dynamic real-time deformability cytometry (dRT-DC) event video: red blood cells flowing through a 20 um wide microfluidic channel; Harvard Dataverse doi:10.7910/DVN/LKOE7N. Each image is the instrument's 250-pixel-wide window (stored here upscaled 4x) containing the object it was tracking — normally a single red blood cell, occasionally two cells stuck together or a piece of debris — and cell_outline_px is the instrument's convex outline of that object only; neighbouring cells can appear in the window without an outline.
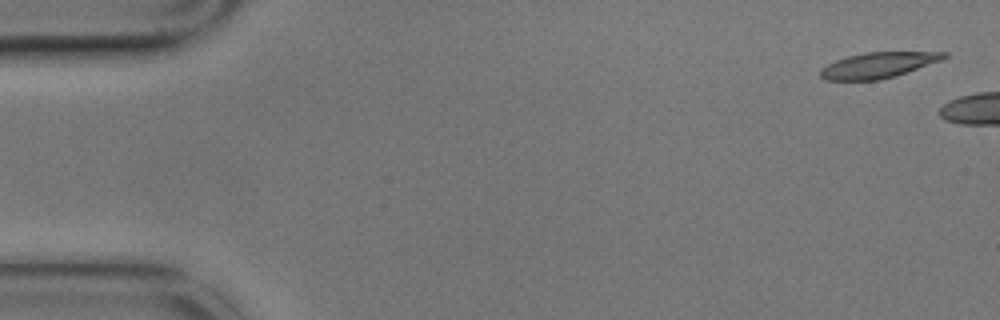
{"species": "common noctule bat (a hibernating species)", "species_latin": "Nyctalus noctula", "temperature_condition": "cold", "stored_images_in_passage": 3, "camera_frame_rate_fps": 3000, "um_per_image_px": 0.085, "animal": {"sex": "male", "body_mass_g": 17.9}, "frame": {"image": 1, "passage_image": 1, "time_ms": 0.0, "image_size_px": [1000, 320], "cell_outline_px": [[948, 56], [944, 60], [896, 76], [880, 80], [824, 80], [820, 76], [820, 68], [836, 60], [848, 56], [864, 52], [948, 52]], "centroid_in_image_um": [74.68, 5.54], "position_along_channel_um": 10.3, "area_um2": 18.67}}